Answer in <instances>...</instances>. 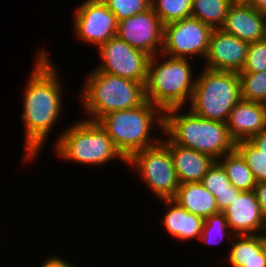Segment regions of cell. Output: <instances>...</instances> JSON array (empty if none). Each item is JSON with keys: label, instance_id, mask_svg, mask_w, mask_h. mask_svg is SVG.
<instances>
[{"label": "cell", "instance_id": "obj_1", "mask_svg": "<svg viewBox=\"0 0 266 267\" xmlns=\"http://www.w3.org/2000/svg\"><path fill=\"white\" fill-rule=\"evenodd\" d=\"M45 49V50H44ZM48 52V53H47ZM51 55L45 48H40L35 55V63L27 84L23 87V111L21 120L24 123V162L37 160L41 148L54 124L62 115L63 87L57 66L51 61ZM63 91V92H62Z\"/></svg>", "mask_w": 266, "mask_h": 267}, {"label": "cell", "instance_id": "obj_2", "mask_svg": "<svg viewBox=\"0 0 266 267\" xmlns=\"http://www.w3.org/2000/svg\"><path fill=\"white\" fill-rule=\"evenodd\" d=\"M171 108L164 111L163 135L174 144L211 156L216 161L235 150L227 123L209 120L190 110Z\"/></svg>", "mask_w": 266, "mask_h": 267}, {"label": "cell", "instance_id": "obj_3", "mask_svg": "<svg viewBox=\"0 0 266 267\" xmlns=\"http://www.w3.org/2000/svg\"><path fill=\"white\" fill-rule=\"evenodd\" d=\"M97 122L127 160L135 152L157 145L162 140L151 134L154 128L163 132L164 112L145 100L135 108L109 112Z\"/></svg>", "mask_w": 266, "mask_h": 267}, {"label": "cell", "instance_id": "obj_4", "mask_svg": "<svg viewBox=\"0 0 266 267\" xmlns=\"http://www.w3.org/2000/svg\"><path fill=\"white\" fill-rule=\"evenodd\" d=\"M194 75L189 58H172L162 53L151 56L144 86L145 99L163 112L183 108L192 98L196 82Z\"/></svg>", "mask_w": 266, "mask_h": 267}, {"label": "cell", "instance_id": "obj_5", "mask_svg": "<svg viewBox=\"0 0 266 267\" xmlns=\"http://www.w3.org/2000/svg\"><path fill=\"white\" fill-rule=\"evenodd\" d=\"M84 79L79 99L86 120L97 122L109 112L135 108L146 100L142 83L96 69Z\"/></svg>", "mask_w": 266, "mask_h": 267}, {"label": "cell", "instance_id": "obj_6", "mask_svg": "<svg viewBox=\"0 0 266 267\" xmlns=\"http://www.w3.org/2000/svg\"><path fill=\"white\" fill-rule=\"evenodd\" d=\"M61 132L53 144V151L63 161L95 167L119 158L126 164V159L98 122L81 119Z\"/></svg>", "mask_w": 266, "mask_h": 267}, {"label": "cell", "instance_id": "obj_7", "mask_svg": "<svg viewBox=\"0 0 266 267\" xmlns=\"http://www.w3.org/2000/svg\"><path fill=\"white\" fill-rule=\"evenodd\" d=\"M200 73L188 110L199 117L227 123L231 110L242 99L239 74L204 67Z\"/></svg>", "mask_w": 266, "mask_h": 267}, {"label": "cell", "instance_id": "obj_8", "mask_svg": "<svg viewBox=\"0 0 266 267\" xmlns=\"http://www.w3.org/2000/svg\"><path fill=\"white\" fill-rule=\"evenodd\" d=\"M126 164L140 175L142 183L158 198L173 199L179 188V180L173 166L168 146L161 140L157 145L132 154Z\"/></svg>", "mask_w": 266, "mask_h": 267}, {"label": "cell", "instance_id": "obj_9", "mask_svg": "<svg viewBox=\"0 0 266 267\" xmlns=\"http://www.w3.org/2000/svg\"><path fill=\"white\" fill-rule=\"evenodd\" d=\"M213 30L193 17L165 24L161 53L172 58L205 59Z\"/></svg>", "mask_w": 266, "mask_h": 267}, {"label": "cell", "instance_id": "obj_10", "mask_svg": "<svg viewBox=\"0 0 266 267\" xmlns=\"http://www.w3.org/2000/svg\"><path fill=\"white\" fill-rule=\"evenodd\" d=\"M101 64L96 70L127 78L145 86L150 57L144 51L131 47L127 42L112 37L97 48Z\"/></svg>", "mask_w": 266, "mask_h": 267}, {"label": "cell", "instance_id": "obj_11", "mask_svg": "<svg viewBox=\"0 0 266 267\" xmlns=\"http://www.w3.org/2000/svg\"><path fill=\"white\" fill-rule=\"evenodd\" d=\"M74 12L73 36L98 48L116 36L118 21L102 0H83Z\"/></svg>", "mask_w": 266, "mask_h": 267}, {"label": "cell", "instance_id": "obj_12", "mask_svg": "<svg viewBox=\"0 0 266 267\" xmlns=\"http://www.w3.org/2000/svg\"><path fill=\"white\" fill-rule=\"evenodd\" d=\"M164 25L153 8L118 21L116 36L149 56L162 52Z\"/></svg>", "mask_w": 266, "mask_h": 267}, {"label": "cell", "instance_id": "obj_13", "mask_svg": "<svg viewBox=\"0 0 266 267\" xmlns=\"http://www.w3.org/2000/svg\"><path fill=\"white\" fill-rule=\"evenodd\" d=\"M249 43L236 36L226 33L222 29H214L210 38L204 68L241 72L246 62Z\"/></svg>", "mask_w": 266, "mask_h": 267}, {"label": "cell", "instance_id": "obj_14", "mask_svg": "<svg viewBox=\"0 0 266 267\" xmlns=\"http://www.w3.org/2000/svg\"><path fill=\"white\" fill-rule=\"evenodd\" d=\"M223 213L235 235H262L266 231V218L254 190L242 191Z\"/></svg>", "mask_w": 266, "mask_h": 267}, {"label": "cell", "instance_id": "obj_15", "mask_svg": "<svg viewBox=\"0 0 266 267\" xmlns=\"http://www.w3.org/2000/svg\"><path fill=\"white\" fill-rule=\"evenodd\" d=\"M248 43L266 38V15L243 2H234L220 28Z\"/></svg>", "mask_w": 266, "mask_h": 267}, {"label": "cell", "instance_id": "obj_16", "mask_svg": "<svg viewBox=\"0 0 266 267\" xmlns=\"http://www.w3.org/2000/svg\"><path fill=\"white\" fill-rule=\"evenodd\" d=\"M227 127L235 142L249 140L266 128V104L241 99L231 110Z\"/></svg>", "mask_w": 266, "mask_h": 267}, {"label": "cell", "instance_id": "obj_17", "mask_svg": "<svg viewBox=\"0 0 266 267\" xmlns=\"http://www.w3.org/2000/svg\"><path fill=\"white\" fill-rule=\"evenodd\" d=\"M162 141L168 146L173 166L180 184L201 182L209 168L216 161L211 156L172 143L168 138Z\"/></svg>", "mask_w": 266, "mask_h": 267}, {"label": "cell", "instance_id": "obj_18", "mask_svg": "<svg viewBox=\"0 0 266 267\" xmlns=\"http://www.w3.org/2000/svg\"><path fill=\"white\" fill-rule=\"evenodd\" d=\"M161 202L167 210L160 223L170 237L179 239L180 242L200 239L204 224L203 218L189 213L173 199H162Z\"/></svg>", "mask_w": 266, "mask_h": 267}, {"label": "cell", "instance_id": "obj_19", "mask_svg": "<svg viewBox=\"0 0 266 267\" xmlns=\"http://www.w3.org/2000/svg\"><path fill=\"white\" fill-rule=\"evenodd\" d=\"M226 261L230 267H266V248L262 235H235Z\"/></svg>", "mask_w": 266, "mask_h": 267}, {"label": "cell", "instance_id": "obj_20", "mask_svg": "<svg viewBox=\"0 0 266 267\" xmlns=\"http://www.w3.org/2000/svg\"><path fill=\"white\" fill-rule=\"evenodd\" d=\"M189 213L203 219L219 213L215 197L202 185L201 182H187L179 185L173 198Z\"/></svg>", "mask_w": 266, "mask_h": 267}, {"label": "cell", "instance_id": "obj_21", "mask_svg": "<svg viewBox=\"0 0 266 267\" xmlns=\"http://www.w3.org/2000/svg\"><path fill=\"white\" fill-rule=\"evenodd\" d=\"M201 183L215 197L220 212H223L242 192L231 184L224 168L218 161H215L209 168Z\"/></svg>", "mask_w": 266, "mask_h": 267}, {"label": "cell", "instance_id": "obj_22", "mask_svg": "<svg viewBox=\"0 0 266 267\" xmlns=\"http://www.w3.org/2000/svg\"><path fill=\"white\" fill-rule=\"evenodd\" d=\"M224 168L232 185L242 191L255 189L256 181L242 156L234 150L217 160Z\"/></svg>", "mask_w": 266, "mask_h": 267}, {"label": "cell", "instance_id": "obj_23", "mask_svg": "<svg viewBox=\"0 0 266 267\" xmlns=\"http://www.w3.org/2000/svg\"><path fill=\"white\" fill-rule=\"evenodd\" d=\"M233 3L232 0H192L191 17L213 29H220Z\"/></svg>", "mask_w": 266, "mask_h": 267}, {"label": "cell", "instance_id": "obj_24", "mask_svg": "<svg viewBox=\"0 0 266 267\" xmlns=\"http://www.w3.org/2000/svg\"><path fill=\"white\" fill-rule=\"evenodd\" d=\"M225 236L228 238L227 240H229V243H231L230 241H232L235 234L229 228L227 218L223 212L208 216L204 219L202 233L199 239L201 243L203 242L208 245L221 244V242L224 241L223 239L226 238Z\"/></svg>", "mask_w": 266, "mask_h": 267}, {"label": "cell", "instance_id": "obj_25", "mask_svg": "<svg viewBox=\"0 0 266 267\" xmlns=\"http://www.w3.org/2000/svg\"><path fill=\"white\" fill-rule=\"evenodd\" d=\"M192 0H151L163 25L191 17Z\"/></svg>", "mask_w": 266, "mask_h": 267}, {"label": "cell", "instance_id": "obj_26", "mask_svg": "<svg viewBox=\"0 0 266 267\" xmlns=\"http://www.w3.org/2000/svg\"><path fill=\"white\" fill-rule=\"evenodd\" d=\"M235 150L245 160L256 183L266 182V156H264L249 140L236 142Z\"/></svg>", "mask_w": 266, "mask_h": 267}, {"label": "cell", "instance_id": "obj_27", "mask_svg": "<svg viewBox=\"0 0 266 267\" xmlns=\"http://www.w3.org/2000/svg\"><path fill=\"white\" fill-rule=\"evenodd\" d=\"M238 74L242 99L266 104V70L257 73Z\"/></svg>", "mask_w": 266, "mask_h": 267}, {"label": "cell", "instance_id": "obj_28", "mask_svg": "<svg viewBox=\"0 0 266 267\" xmlns=\"http://www.w3.org/2000/svg\"><path fill=\"white\" fill-rule=\"evenodd\" d=\"M116 16L117 21L145 12L151 8V0H102Z\"/></svg>", "mask_w": 266, "mask_h": 267}, {"label": "cell", "instance_id": "obj_29", "mask_svg": "<svg viewBox=\"0 0 266 267\" xmlns=\"http://www.w3.org/2000/svg\"><path fill=\"white\" fill-rule=\"evenodd\" d=\"M266 70V38L249 43L246 62L239 73H257Z\"/></svg>", "mask_w": 266, "mask_h": 267}, {"label": "cell", "instance_id": "obj_30", "mask_svg": "<svg viewBox=\"0 0 266 267\" xmlns=\"http://www.w3.org/2000/svg\"><path fill=\"white\" fill-rule=\"evenodd\" d=\"M60 256V257H59ZM39 267H77L74 263H70L69 261L62 258L61 255H53L51 254L45 258L43 262L39 265Z\"/></svg>", "mask_w": 266, "mask_h": 267}, {"label": "cell", "instance_id": "obj_31", "mask_svg": "<svg viewBox=\"0 0 266 267\" xmlns=\"http://www.w3.org/2000/svg\"><path fill=\"white\" fill-rule=\"evenodd\" d=\"M254 191L263 216L266 218V182L256 183Z\"/></svg>", "mask_w": 266, "mask_h": 267}, {"label": "cell", "instance_id": "obj_32", "mask_svg": "<svg viewBox=\"0 0 266 267\" xmlns=\"http://www.w3.org/2000/svg\"><path fill=\"white\" fill-rule=\"evenodd\" d=\"M249 141L266 156V128L260 133L251 137Z\"/></svg>", "mask_w": 266, "mask_h": 267}, {"label": "cell", "instance_id": "obj_33", "mask_svg": "<svg viewBox=\"0 0 266 267\" xmlns=\"http://www.w3.org/2000/svg\"><path fill=\"white\" fill-rule=\"evenodd\" d=\"M245 2L261 14L266 15V0H245Z\"/></svg>", "mask_w": 266, "mask_h": 267}, {"label": "cell", "instance_id": "obj_34", "mask_svg": "<svg viewBox=\"0 0 266 267\" xmlns=\"http://www.w3.org/2000/svg\"><path fill=\"white\" fill-rule=\"evenodd\" d=\"M262 236H263L264 246L266 248V231L262 234Z\"/></svg>", "mask_w": 266, "mask_h": 267}, {"label": "cell", "instance_id": "obj_35", "mask_svg": "<svg viewBox=\"0 0 266 267\" xmlns=\"http://www.w3.org/2000/svg\"><path fill=\"white\" fill-rule=\"evenodd\" d=\"M233 2H243L245 0H232Z\"/></svg>", "mask_w": 266, "mask_h": 267}]
</instances>
